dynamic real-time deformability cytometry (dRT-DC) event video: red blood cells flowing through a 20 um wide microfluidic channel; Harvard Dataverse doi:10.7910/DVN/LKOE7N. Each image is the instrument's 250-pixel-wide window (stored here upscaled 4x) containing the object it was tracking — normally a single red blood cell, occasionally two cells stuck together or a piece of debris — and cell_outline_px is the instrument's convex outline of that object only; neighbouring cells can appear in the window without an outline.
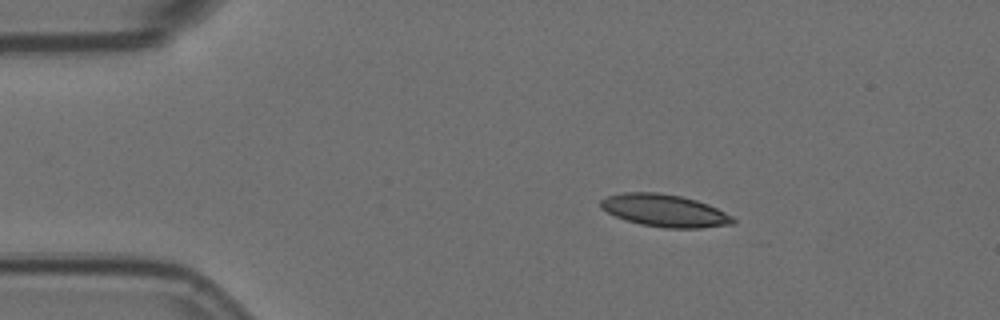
{"species": "Egyptian fruit bat (a non-hibernating species)", "species_latin": "Rousettus aegyptiacus", "temperature_condition": "room temperature", "stored_images_in_passage": 5, "camera_frame_rate_fps": 3000, "um_per_image_px": 0.085, "animal": {"sex": "female"}, "frame": {"image": 1, "passage_image": 2, "time_ms": 0.333, "image_size_px": [1000, 320], "cell_outline_px": [[736, 224], [700, 228], [664, 228], [640, 224], [624, 220], [600, 208], [600, 200], [608, 196], [624, 192], [656, 192], [680, 196], [696, 200], [708, 204], [732, 216], [736, 220]], "centroid_in_image_um": [56.5, 17.91], "position_along_channel_um": 28.5, "area_um2": 25.03}}
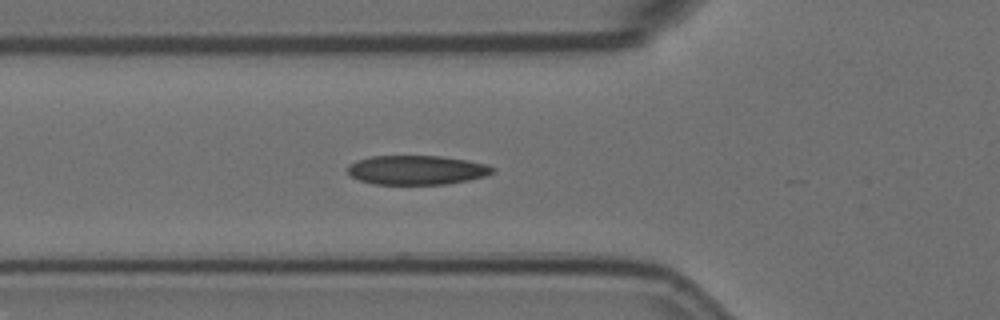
{"frame": {"image": 2, "passage_image": 5, "time_ms": 1.333, "image_size_px": [1000, 320], "cell_outline_px": [[496, 172], [488, 176], [448, 184], [372, 184], [360, 180], [352, 176], [348, 172], [348, 164], [356, 160], [372, 156], [440, 156], [468, 160], [488, 164], [496, 168]], "centroid_in_image_um": [35.48, 14.45], "position_along_channel_um": 90.3, "area_um2": 24.97}}